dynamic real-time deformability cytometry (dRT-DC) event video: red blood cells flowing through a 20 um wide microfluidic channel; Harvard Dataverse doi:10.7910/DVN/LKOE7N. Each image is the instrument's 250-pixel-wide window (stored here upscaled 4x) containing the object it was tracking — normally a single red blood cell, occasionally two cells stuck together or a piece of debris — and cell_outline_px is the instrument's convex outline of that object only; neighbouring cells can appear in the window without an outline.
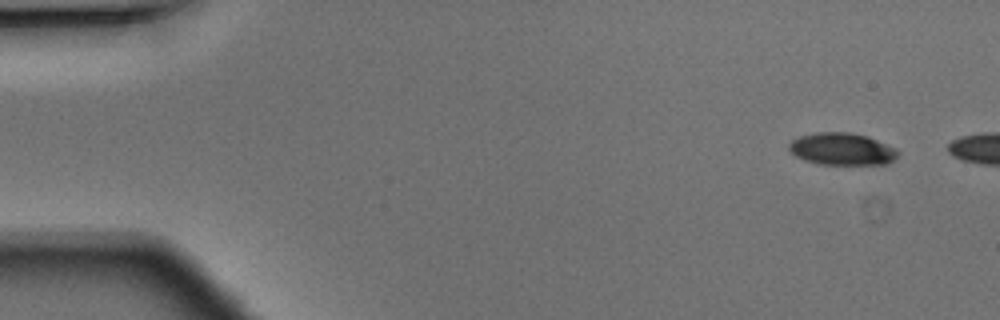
{"species": "Egyptian fruit bat (a non-hibernating species)", "species_latin": "Rousettus aegyptiacus", "temperature_condition": "warm", "stored_images_in_passage": 4, "camera_frame_rate_fps": 3000, "um_per_image_px": 0.085, "animal": {"sex": "male"}, "frame": {"image": 1, "passage_image": 1, "time_ms": 0.0, "image_size_px": [1000, 320], "cell_outline_px": [[900, 152], [888, 164], [820, 164], [804, 160], [796, 156], [788, 148], [788, 144], [792, 140], [800, 136], [816, 132], [848, 132], [868, 136], [896, 148]], "centroid_in_image_um": [71.57, 12.66], "position_along_channel_um": 13.4, "area_um2": 20.4}}